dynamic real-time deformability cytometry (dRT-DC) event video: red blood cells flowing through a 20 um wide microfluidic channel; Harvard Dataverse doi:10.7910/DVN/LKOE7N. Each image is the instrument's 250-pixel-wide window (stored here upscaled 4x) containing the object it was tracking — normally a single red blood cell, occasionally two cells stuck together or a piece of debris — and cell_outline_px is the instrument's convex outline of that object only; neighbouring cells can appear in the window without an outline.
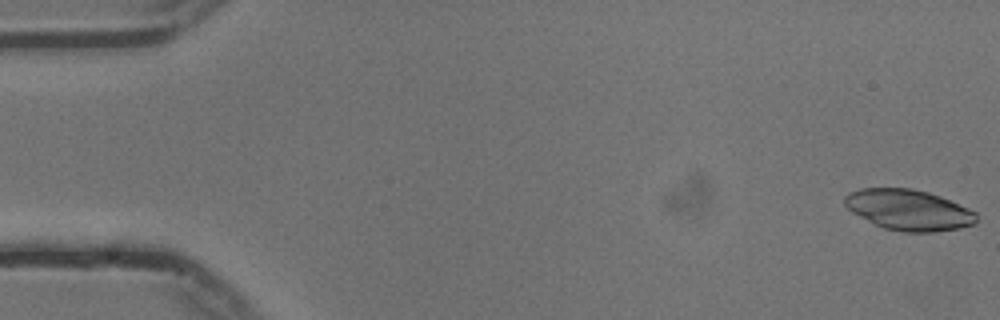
{"species": "common noctule bat (a hibernating species)", "species_latin": "Nyctalus noctula", "temperature_condition": "cold", "stored_images_in_passage": 54, "camera_frame_rate_fps": 3000, "um_per_image_px": 0.085, "animal": {"sex": "male", "body_mass_g": 13.3}, "frame": {"image": 1, "passage_image": 1, "time_ms": 0.0, "image_size_px": [1000, 320], "cell_outline_px": [[976, 224], [960, 228], [932, 232], [904, 232], [884, 228], [872, 224], [852, 212], [844, 204], [844, 196], [848, 192], [860, 188], [912, 188], [928, 192], [940, 196], [968, 208], [976, 212]], "centroid_in_image_um": [77.21, 17.84], "position_along_channel_um": 7.8, "area_um2": 31.44}}
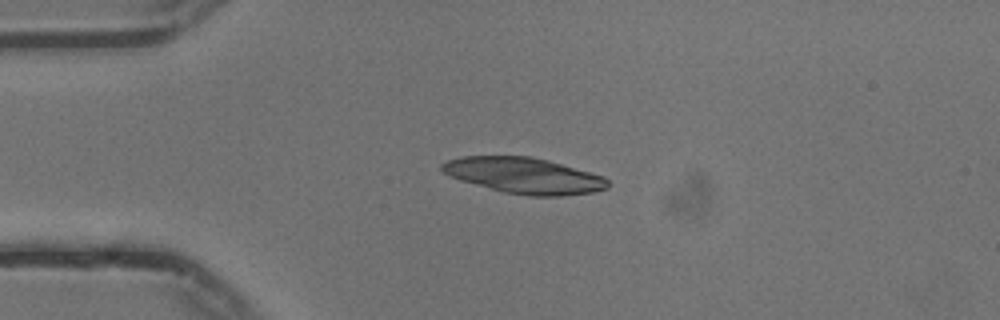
{"frame": {"image": 2, "passage_image": 13, "time_ms": 4.0, "image_size_px": [1000, 320], "cell_outline_px": [[608, 188], [592, 192], [560, 196], [528, 196], [504, 192], [460, 180], [448, 176], [440, 168], [440, 164], [448, 160], [460, 156], [532, 156], [548, 160], [604, 176], [608, 180]], "centroid_in_image_um": [44.53, 14.92], "position_along_channel_um": 40.5, "area_um2": 34.68}}